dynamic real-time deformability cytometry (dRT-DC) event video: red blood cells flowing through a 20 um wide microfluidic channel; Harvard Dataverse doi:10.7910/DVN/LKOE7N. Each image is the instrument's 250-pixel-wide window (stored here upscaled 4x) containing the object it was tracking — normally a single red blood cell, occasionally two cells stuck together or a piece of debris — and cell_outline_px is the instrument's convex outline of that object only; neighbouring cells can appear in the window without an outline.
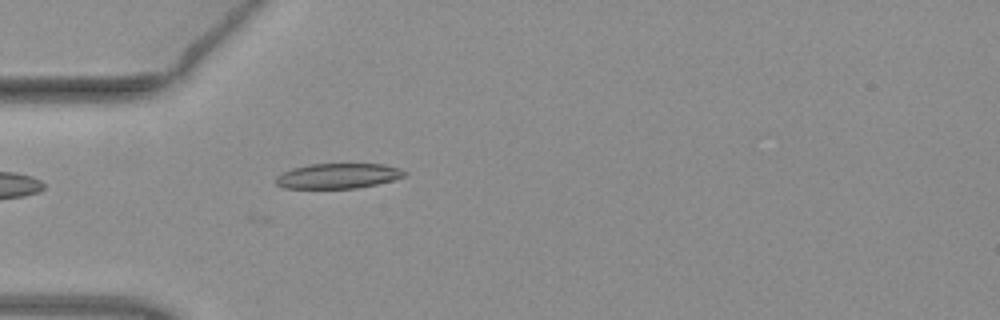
{"species": "common noctule bat (a hibernating species)", "species_latin": "Nyctalus noctula", "temperature_condition": "warm", "stored_images_in_passage": 30, "camera_frame_rate_fps": 3000, "um_per_image_px": 0.085, "animal": {"sex": "female", "body_mass_g": 19.3, "forearm_length_mm": 54.1}, "frame": {"image": 1, "passage_image": 1, "time_ms": 0.0, "image_size_px": [1000, 320], "cell_outline_px": [[408, 172], [404, 176], [392, 180], [376, 184], [356, 188], [284, 188], [276, 184], [276, 176], [292, 168], [308, 164], [384, 164], [400, 168]], "centroid_in_image_um": [28.74, 14.94], "position_along_channel_um": 56.3, "area_um2": 18.79}}
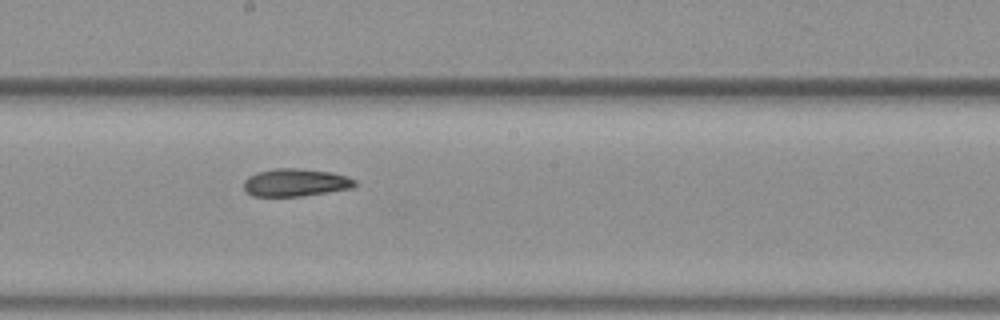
{"frame": {"image": 2, "passage_image": 14, "time_ms": 4.333, "image_size_px": [1000, 320], "cell_outline_px": [[356, 184], [352, 188], [300, 196], [252, 196], [244, 188], [244, 180], [248, 176], [256, 172], [276, 168], [296, 168], [332, 172], [356, 180]], "centroid_in_image_um": [25.09, 15.51], "position_along_channel_um": 223.1, "area_um2": 17.8}}
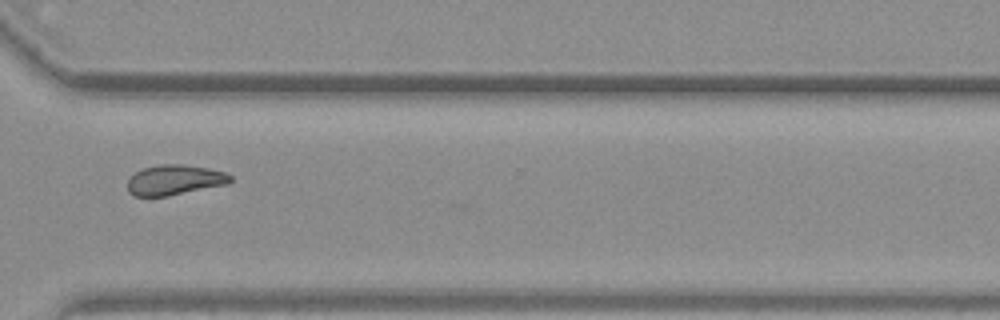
{"frame": {"image": 3, "passage_image": 24, "time_ms": 7.667, "image_size_px": [1000, 320], "cell_outline_px": [[232, 180], [228, 184], [168, 196], [132, 196], [128, 192], [128, 180], [136, 172], [144, 168], [160, 164], [184, 164], [208, 168], [224, 172], [232, 176]], "centroid_in_image_um": [14.85, 15.3], "position_along_channel_um": 355.8, "area_um2": 18.09}}